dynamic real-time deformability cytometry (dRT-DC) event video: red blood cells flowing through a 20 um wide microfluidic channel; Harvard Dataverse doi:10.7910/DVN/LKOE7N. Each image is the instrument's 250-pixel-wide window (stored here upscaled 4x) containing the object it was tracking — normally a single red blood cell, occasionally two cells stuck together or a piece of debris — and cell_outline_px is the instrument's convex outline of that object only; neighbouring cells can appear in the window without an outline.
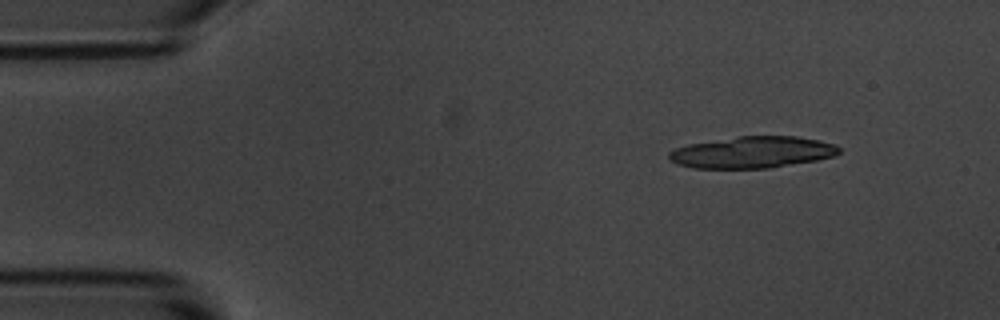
{"species": "common noctule bat (a hibernating species)", "species_latin": "Nyctalus noctula", "temperature_condition": "room temperature", "stored_images_in_passage": 7, "camera_frame_rate_fps": 3000, "um_per_image_px": 0.085, "animal": {"sex": "male", "body_mass_g": 20.1, "forearm_length_mm": 53.5}, "frame": {"image": 1, "passage_image": 2, "time_ms": 1.333, "image_size_px": [1000, 320], "cell_outline_px": [[840, 152], [836, 156], [816, 160], [768, 168], [692, 168], [676, 164], [668, 156], [668, 152], [676, 148], [688, 144], [740, 136], [796, 136], [836, 144], [840, 148]], "centroid_in_image_um": [63.96, 12.94], "position_along_channel_um": 21.0, "area_um2": 31.21}}
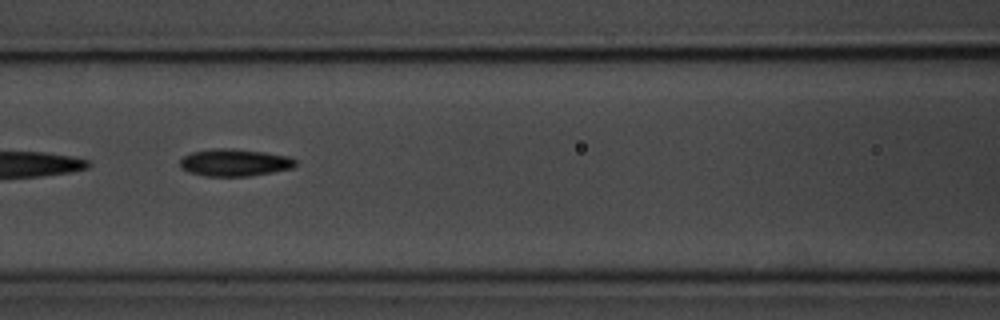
{"frame": {"image": 2, "passage_image": 7, "time_ms": 7.0, "image_size_px": [1000, 320], "cell_outline_px": [[296, 164], [292, 168], [272, 172], [248, 176], [204, 176], [188, 172], [180, 168], [180, 160], [184, 156], [192, 152], [212, 148], [232, 148], [264, 152], [288, 156], [296, 160]], "centroid_in_image_um": [19.91, 13.81], "position_along_channel_um": 146.7, "area_um2": 18.38}}